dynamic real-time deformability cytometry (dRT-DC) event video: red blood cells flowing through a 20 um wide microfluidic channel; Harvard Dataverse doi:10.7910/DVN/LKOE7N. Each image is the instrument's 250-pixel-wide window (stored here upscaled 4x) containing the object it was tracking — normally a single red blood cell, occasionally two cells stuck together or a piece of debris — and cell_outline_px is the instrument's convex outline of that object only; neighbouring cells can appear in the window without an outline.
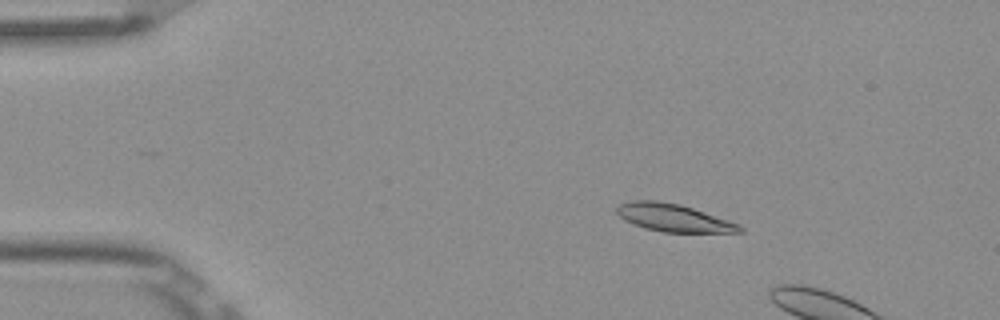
{"species": "Egyptian fruit bat (a non-hibernating species)", "species_latin": "Rousettus aegyptiacus", "temperature_condition": "room temperature", "stored_images_in_passage": 3, "camera_frame_rate_fps": 3000, "um_per_image_px": 0.085, "frame": {"image": 1, "passage_image": 1, "time_ms": 0.0, "image_size_px": [1000, 320], "cell_outline_px": [[744, 232], [664, 232], [644, 228], [632, 224], [624, 220], [616, 212], [616, 208], [620, 204], [632, 200], [656, 200], [680, 204], [740, 224], [744, 228]], "centroid_in_image_um": [57.23, 18.51], "position_along_channel_um": 27.8, "area_um2": 19.77}}